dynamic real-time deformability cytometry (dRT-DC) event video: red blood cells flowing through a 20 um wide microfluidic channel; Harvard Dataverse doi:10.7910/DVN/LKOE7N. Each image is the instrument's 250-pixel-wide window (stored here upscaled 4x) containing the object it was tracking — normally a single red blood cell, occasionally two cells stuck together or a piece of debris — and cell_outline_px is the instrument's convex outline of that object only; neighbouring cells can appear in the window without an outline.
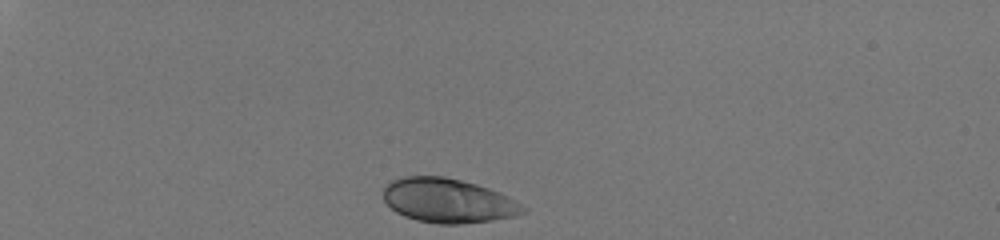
{"species": "human", "species_latin": "Homo sapiens", "temperature_condition": "room temperature", "stored_images_in_passage": 33, "camera_frame_rate_fps": 3000, "um_per_image_px": 0.085, "donor": {"sex": "male"}, "frame": {"image": 1, "passage_image": 1, "time_ms": 0.0, "image_size_px": [1000, 240], "cell_outline_px": [[528, 212], [516, 216], [492, 220], [460, 224], [440, 224], [416, 220], [404, 216], [396, 212], [384, 200], [384, 188], [392, 180], [404, 176], [444, 176], [476, 184], [500, 192], [508, 196], [528, 208]], "centroid_in_image_um": [38.12, 17.06], "position_along_channel_um": 46.9, "area_um2": 36.13}}
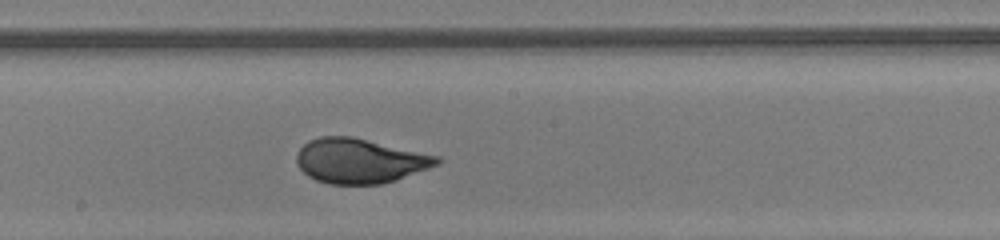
{"frame": {"image": 2, "passage_image": 19, "time_ms": 6.0, "image_size_px": [1000, 240], "cell_outline_px": [[444, 160], [440, 164], [396, 180], [380, 184], [328, 184], [316, 180], [308, 176], [296, 164], [296, 152], [308, 140], [320, 136], [352, 136], [440, 156]], "centroid_in_image_um": [30.59, 13.67], "position_along_channel_um": 217.6, "area_um2": 36.88}}
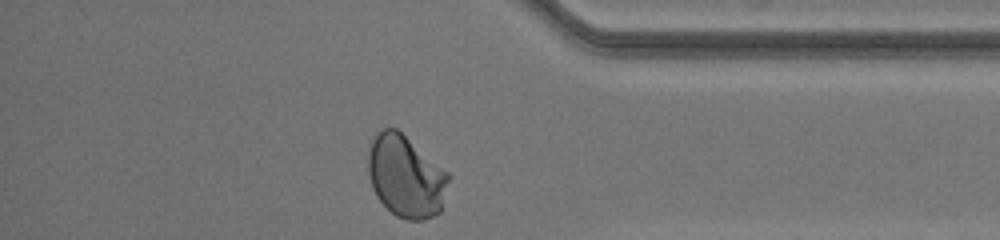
{"frame": {"image": 3, "passage_image": 33, "time_ms": 10.667, "image_size_px": [1000, 240], "cell_outline_px": [[452, 176], [440, 212], [432, 216], [420, 220], [408, 220], [396, 216], [376, 196], [372, 188], [368, 172], [368, 152], [372, 140], [384, 128], [396, 128], [448, 172]], "centroid_in_image_um": [34.51, 15.01], "position_along_channel_um": 400.7, "area_um2": 38.26}, "authors_computed_cell_mechanics": {"area_um2": 36.3562, "velocity_mm_per_s": 4.0724, "shape_relaxation_time_tau1_ms": 3.5292, "shape_relaxation_time_tau2_ms": null, "deformation_change_tau1": 0.1675, "deformation_change_tau2": null}}